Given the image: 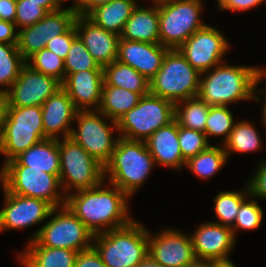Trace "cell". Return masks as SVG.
<instances>
[{"label":"cell","mask_w":266,"mask_h":267,"mask_svg":"<svg viewBox=\"0 0 266 267\" xmlns=\"http://www.w3.org/2000/svg\"><path fill=\"white\" fill-rule=\"evenodd\" d=\"M104 180L98 186L70 193L65 205L95 235L123 227L130 216V197L117 186ZM109 184V186H108Z\"/></svg>","instance_id":"cell-1"},{"label":"cell","mask_w":266,"mask_h":267,"mask_svg":"<svg viewBox=\"0 0 266 267\" xmlns=\"http://www.w3.org/2000/svg\"><path fill=\"white\" fill-rule=\"evenodd\" d=\"M258 78L257 66H234L223 62L201 73L197 96L209 106H228L242 100L263 101L256 93Z\"/></svg>","instance_id":"cell-2"},{"label":"cell","mask_w":266,"mask_h":267,"mask_svg":"<svg viewBox=\"0 0 266 267\" xmlns=\"http://www.w3.org/2000/svg\"><path fill=\"white\" fill-rule=\"evenodd\" d=\"M153 166L154 158L145 141L119 137L110 161L104 166V179L131 198L146 182Z\"/></svg>","instance_id":"cell-3"},{"label":"cell","mask_w":266,"mask_h":267,"mask_svg":"<svg viewBox=\"0 0 266 267\" xmlns=\"http://www.w3.org/2000/svg\"><path fill=\"white\" fill-rule=\"evenodd\" d=\"M92 246L107 267H137L148 255V229L133 219L123 227L95 234Z\"/></svg>","instance_id":"cell-4"},{"label":"cell","mask_w":266,"mask_h":267,"mask_svg":"<svg viewBox=\"0 0 266 267\" xmlns=\"http://www.w3.org/2000/svg\"><path fill=\"white\" fill-rule=\"evenodd\" d=\"M0 183L9 193L44 200L53 208L64 206L66 202V195L56 175L29 169L16 159L2 165Z\"/></svg>","instance_id":"cell-5"},{"label":"cell","mask_w":266,"mask_h":267,"mask_svg":"<svg viewBox=\"0 0 266 267\" xmlns=\"http://www.w3.org/2000/svg\"><path fill=\"white\" fill-rule=\"evenodd\" d=\"M201 73L176 50H169L159 71L149 80V93L172 102L198 95Z\"/></svg>","instance_id":"cell-6"},{"label":"cell","mask_w":266,"mask_h":267,"mask_svg":"<svg viewBox=\"0 0 266 267\" xmlns=\"http://www.w3.org/2000/svg\"><path fill=\"white\" fill-rule=\"evenodd\" d=\"M202 0H158L160 44L178 49L207 24L201 19Z\"/></svg>","instance_id":"cell-7"},{"label":"cell","mask_w":266,"mask_h":267,"mask_svg":"<svg viewBox=\"0 0 266 267\" xmlns=\"http://www.w3.org/2000/svg\"><path fill=\"white\" fill-rule=\"evenodd\" d=\"M45 139L41 106H8L0 154L3 165Z\"/></svg>","instance_id":"cell-8"},{"label":"cell","mask_w":266,"mask_h":267,"mask_svg":"<svg viewBox=\"0 0 266 267\" xmlns=\"http://www.w3.org/2000/svg\"><path fill=\"white\" fill-rule=\"evenodd\" d=\"M46 224L36 230L29 239L38 245L49 248H64L77 252L93 245L94 234L66 206L55 207Z\"/></svg>","instance_id":"cell-9"},{"label":"cell","mask_w":266,"mask_h":267,"mask_svg":"<svg viewBox=\"0 0 266 267\" xmlns=\"http://www.w3.org/2000/svg\"><path fill=\"white\" fill-rule=\"evenodd\" d=\"M59 180L64 194L98 186L104 179V166L70 137L58 140ZM73 190V191H72Z\"/></svg>","instance_id":"cell-10"},{"label":"cell","mask_w":266,"mask_h":267,"mask_svg":"<svg viewBox=\"0 0 266 267\" xmlns=\"http://www.w3.org/2000/svg\"><path fill=\"white\" fill-rule=\"evenodd\" d=\"M173 120L174 104L148 93L117 121L118 136L128 140L145 141L160 127Z\"/></svg>","instance_id":"cell-11"},{"label":"cell","mask_w":266,"mask_h":267,"mask_svg":"<svg viewBox=\"0 0 266 267\" xmlns=\"http://www.w3.org/2000/svg\"><path fill=\"white\" fill-rule=\"evenodd\" d=\"M107 119V120H106ZM112 123H107L109 121ZM70 138L78 143L91 157L105 166L112 156L119 136L117 122L99 111H78Z\"/></svg>","instance_id":"cell-12"},{"label":"cell","mask_w":266,"mask_h":267,"mask_svg":"<svg viewBox=\"0 0 266 267\" xmlns=\"http://www.w3.org/2000/svg\"><path fill=\"white\" fill-rule=\"evenodd\" d=\"M77 11L74 6L49 12L34 25L18 30L17 48L27 60L34 53L45 48L46 44L58 35L66 33L75 22Z\"/></svg>","instance_id":"cell-13"},{"label":"cell","mask_w":266,"mask_h":267,"mask_svg":"<svg viewBox=\"0 0 266 267\" xmlns=\"http://www.w3.org/2000/svg\"><path fill=\"white\" fill-rule=\"evenodd\" d=\"M230 46V42L220 30L207 24L197 30L177 50L193 68L202 73L225 62L223 58Z\"/></svg>","instance_id":"cell-14"},{"label":"cell","mask_w":266,"mask_h":267,"mask_svg":"<svg viewBox=\"0 0 266 267\" xmlns=\"http://www.w3.org/2000/svg\"><path fill=\"white\" fill-rule=\"evenodd\" d=\"M60 88L61 82L55 77L45 75L25 64L6 92L8 106H42Z\"/></svg>","instance_id":"cell-15"},{"label":"cell","mask_w":266,"mask_h":267,"mask_svg":"<svg viewBox=\"0 0 266 267\" xmlns=\"http://www.w3.org/2000/svg\"><path fill=\"white\" fill-rule=\"evenodd\" d=\"M148 254L163 267H186L197 260L190 234L172 228L156 235L148 230Z\"/></svg>","instance_id":"cell-16"},{"label":"cell","mask_w":266,"mask_h":267,"mask_svg":"<svg viewBox=\"0 0 266 267\" xmlns=\"http://www.w3.org/2000/svg\"><path fill=\"white\" fill-rule=\"evenodd\" d=\"M5 201L0 210V232L26 229L46 219L53 207L46 201L9 193L3 188Z\"/></svg>","instance_id":"cell-17"},{"label":"cell","mask_w":266,"mask_h":267,"mask_svg":"<svg viewBox=\"0 0 266 267\" xmlns=\"http://www.w3.org/2000/svg\"><path fill=\"white\" fill-rule=\"evenodd\" d=\"M191 235L197 260L208 261L230 257L236 238L232 229L213 221L203 222Z\"/></svg>","instance_id":"cell-18"},{"label":"cell","mask_w":266,"mask_h":267,"mask_svg":"<svg viewBox=\"0 0 266 267\" xmlns=\"http://www.w3.org/2000/svg\"><path fill=\"white\" fill-rule=\"evenodd\" d=\"M74 25L77 36L99 66L117 60L119 35L96 25L86 15L77 14Z\"/></svg>","instance_id":"cell-19"},{"label":"cell","mask_w":266,"mask_h":267,"mask_svg":"<svg viewBox=\"0 0 266 267\" xmlns=\"http://www.w3.org/2000/svg\"><path fill=\"white\" fill-rule=\"evenodd\" d=\"M170 49L161 44L119 38L117 61L129 65L150 80L161 68Z\"/></svg>","instance_id":"cell-20"},{"label":"cell","mask_w":266,"mask_h":267,"mask_svg":"<svg viewBox=\"0 0 266 267\" xmlns=\"http://www.w3.org/2000/svg\"><path fill=\"white\" fill-rule=\"evenodd\" d=\"M41 107L45 139L70 137L78 110L66 91L61 87Z\"/></svg>","instance_id":"cell-21"},{"label":"cell","mask_w":266,"mask_h":267,"mask_svg":"<svg viewBox=\"0 0 266 267\" xmlns=\"http://www.w3.org/2000/svg\"><path fill=\"white\" fill-rule=\"evenodd\" d=\"M104 84L103 70H82L68 74L61 87L78 111H97Z\"/></svg>","instance_id":"cell-22"},{"label":"cell","mask_w":266,"mask_h":267,"mask_svg":"<svg viewBox=\"0 0 266 267\" xmlns=\"http://www.w3.org/2000/svg\"><path fill=\"white\" fill-rule=\"evenodd\" d=\"M145 143L154 158L155 165H162L179 171L185 167L186 161L183 159L179 146L178 124L175 120L160 127L145 140Z\"/></svg>","instance_id":"cell-23"},{"label":"cell","mask_w":266,"mask_h":267,"mask_svg":"<svg viewBox=\"0 0 266 267\" xmlns=\"http://www.w3.org/2000/svg\"><path fill=\"white\" fill-rule=\"evenodd\" d=\"M152 1V7L139 6L125 23L121 39L137 42L160 44L158 0Z\"/></svg>","instance_id":"cell-24"},{"label":"cell","mask_w":266,"mask_h":267,"mask_svg":"<svg viewBox=\"0 0 266 267\" xmlns=\"http://www.w3.org/2000/svg\"><path fill=\"white\" fill-rule=\"evenodd\" d=\"M77 254L74 250L42 247L32 240L17 257L24 267H74Z\"/></svg>","instance_id":"cell-25"},{"label":"cell","mask_w":266,"mask_h":267,"mask_svg":"<svg viewBox=\"0 0 266 267\" xmlns=\"http://www.w3.org/2000/svg\"><path fill=\"white\" fill-rule=\"evenodd\" d=\"M29 169H37L49 174L60 175V152L57 139H44L31 146L15 158Z\"/></svg>","instance_id":"cell-26"},{"label":"cell","mask_w":266,"mask_h":267,"mask_svg":"<svg viewBox=\"0 0 266 267\" xmlns=\"http://www.w3.org/2000/svg\"><path fill=\"white\" fill-rule=\"evenodd\" d=\"M137 4V0H112L95 7L86 16L96 25L120 36Z\"/></svg>","instance_id":"cell-27"},{"label":"cell","mask_w":266,"mask_h":267,"mask_svg":"<svg viewBox=\"0 0 266 267\" xmlns=\"http://www.w3.org/2000/svg\"><path fill=\"white\" fill-rule=\"evenodd\" d=\"M103 86L121 87L144 96L149 93V80L129 65L114 61L103 67Z\"/></svg>","instance_id":"cell-28"},{"label":"cell","mask_w":266,"mask_h":267,"mask_svg":"<svg viewBox=\"0 0 266 267\" xmlns=\"http://www.w3.org/2000/svg\"><path fill=\"white\" fill-rule=\"evenodd\" d=\"M141 97L139 93L121 87L103 86L101 102L97 111L117 122L139 103Z\"/></svg>","instance_id":"cell-29"},{"label":"cell","mask_w":266,"mask_h":267,"mask_svg":"<svg viewBox=\"0 0 266 267\" xmlns=\"http://www.w3.org/2000/svg\"><path fill=\"white\" fill-rule=\"evenodd\" d=\"M254 125V123H250L247 120L235 122L233 130L223 144L228 159L232 152L244 154L262 149L263 141Z\"/></svg>","instance_id":"cell-30"},{"label":"cell","mask_w":266,"mask_h":267,"mask_svg":"<svg viewBox=\"0 0 266 267\" xmlns=\"http://www.w3.org/2000/svg\"><path fill=\"white\" fill-rule=\"evenodd\" d=\"M227 154L223 145H209L185 165L198 179L207 180L214 177L227 163Z\"/></svg>","instance_id":"cell-31"},{"label":"cell","mask_w":266,"mask_h":267,"mask_svg":"<svg viewBox=\"0 0 266 267\" xmlns=\"http://www.w3.org/2000/svg\"><path fill=\"white\" fill-rule=\"evenodd\" d=\"M209 110L200 97L188 98L174 105V120L178 126L204 133Z\"/></svg>","instance_id":"cell-32"},{"label":"cell","mask_w":266,"mask_h":267,"mask_svg":"<svg viewBox=\"0 0 266 267\" xmlns=\"http://www.w3.org/2000/svg\"><path fill=\"white\" fill-rule=\"evenodd\" d=\"M25 64L17 45L0 43V92L10 89Z\"/></svg>","instance_id":"cell-33"},{"label":"cell","mask_w":266,"mask_h":267,"mask_svg":"<svg viewBox=\"0 0 266 267\" xmlns=\"http://www.w3.org/2000/svg\"><path fill=\"white\" fill-rule=\"evenodd\" d=\"M240 191H221L214 197V212L220 225L232 228L241 203L249 196L248 188Z\"/></svg>","instance_id":"cell-34"},{"label":"cell","mask_w":266,"mask_h":267,"mask_svg":"<svg viewBox=\"0 0 266 267\" xmlns=\"http://www.w3.org/2000/svg\"><path fill=\"white\" fill-rule=\"evenodd\" d=\"M230 110L228 106H210L204 131L208 142V137L215 136H223L221 145L227 141L236 122Z\"/></svg>","instance_id":"cell-35"},{"label":"cell","mask_w":266,"mask_h":267,"mask_svg":"<svg viewBox=\"0 0 266 267\" xmlns=\"http://www.w3.org/2000/svg\"><path fill=\"white\" fill-rule=\"evenodd\" d=\"M65 77L68 74L76 73L82 70H103V67L93 59L83 42L77 36L69 49L64 60Z\"/></svg>","instance_id":"cell-36"},{"label":"cell","mask_w":266,"mask_h":267,"mask_svg":"<svg viewBox=\"0 0 266 267\" xmlns=\"http://www.w3.org/2000/svg\"><path fill=\"white\" fill-rule=\"evenodd\" d=\"M263 210L258 204L256 198L253 199L252 196H248L239 208L238 214L234 221L232 232L236 238L237 232L241 230H255L259 229L263 221Z\"/></svg>","instance_id":"cell-37"},{"label":"cell","mask_w":266,"mask_h":267,"mask_svg":"<svg viewBox=\"0 0 266 267\" xmlns=\"http://www.w3.org/2000/svg\"><path fill=\"white\" fill-rule=\"evenodd\" d=\"M26 64L36 71L55 77L61 83L65 79L64 60L46 48L34 53L26 60Z\"/></svg>","instance_id":"cell-38"},{"label":"cell","mask_w":266,"mask_h":267,"mask_svg":"<svg viewBox=\"0 0 266 267\" xmlns=\"http://www.w3.org/2000/svg\"><path fill=\"white\" fill-rule=\"evenodd\" d=\"M178 138L182 156L186 162L211 145L205 133L182 126H178Z\"/></svg>","instance_id":"cell-39"},{"label":"cell","mask_w":266,"mask_h":267,"mask_svg":"<svg viewBox=\"0 0 266 267\" xmlns=\"http://www.w3.org/2000/svg\"><path fill=\"white\" fill-rule=\"evenodd\" d=\"M49 12L38 6V3L29 0H17L15 26L22 29L31 26L43 19Z\"/></svg>","instance_id":"cell-40"},{"label":"cell","mask_w":266,"mask_h":267,"mask_svg":"<svg viewBox=\"0 0 266 267\" xmlns=\"http://www.w3.org/2000/svg\"><path fill=\"white\" fill-rule=\"evenodd\" d=\"M76 37L77 32L75 25H73L66 33L58 35L48 42L45 48L65 60L69 53L70 46Z\"/></svg>","instance_id":"cell-41"},{"label":"cell","mask_w":266,"mask_h":267,"mask_svg":"<svg viewBox=\"0 0 266 267\" xmlns=\"http://www.w3.org/2000/svg\"><path fill=\"white\" fill-rule=\"evenodd\" d=\"M256 170L251 179L246 181L245 186L253 198L266 199V161H260Z\"/></svg>","instance_id":"cell-42"},{"label":"cell","mask_w":266,"mask_h":267,"mask_svg":"<svg viewBox=\"0 0 266 267\" xmlns=\"http://www.w3.org/2000/svg\"><path fill=\"white\" fill-rule=\"evenodd\" d=\"M263 4L261 0H217V8L220 11H248Z\"/></svg>","instance_id":"cell-43"},{"label":"cell","mask_w":266,"mask_h":267,"mask_svg":"<svg viewBox=\"0 0 266 267\" xmlns=\"http://www.w3.org/2000/svg\"><path fill=\"white\" fill-rule=\"evenodd\" d=\"M74 267H107L96 249L92 246L89 249L78 252Z\"/></svg>","instance_id":"cell-44"},{"label":"cell","mask_w":266,"mask_h":267,"mask_svg":"<svg viewBox=\"0 0 266 267\" xmlns=\"http://www.w3.org/2000/svg\"><path fill=\"white\" fill-rule=\"evenodd\" d=\"M15 23L0 20V43L17 45V35Z\"/></svg>","instance_id":"cell-45"},{"label":"cell","mask_w":266,"mask_h":267,"mask_svg":"<svg viewBox=\"0 0 266 267\" xmlns=\"http://www.w3.org/2000/svg\"><path fill=\"white\" fill-rule=\"evenodd\" d=\"M17 0H0V20L15 23Z\"/></svg>","instance_id":"cell-46"},{"label":"cell","mask_w":266,"mask_h":267,"mask_svg":"<svg viewBox=\"0 0 266 267\" xmlns=\"http://www.w3.org/2000/svg\"><path fill=\"white\" fill-rule=\"evenodd\" d=\"M112 0H78V2L73 5L77 14L87 15L92 9L103 4H107Z\"/></svg>","instance_id":"cell-47"},{"label":"cell","mask_w":266,"mask_h":267,"mask_svg":"<svg viewBox=\"0 0 266 267\" xmlns=\"http://www.w3.org/2000/svg\"><path fill=\"white\" fill-rule=\"evenodd\" d=\"M8 99L4 92H0V142L4 133V122L7 115Z\"/></svg>","instance_id":"cell-48"},{"label":"cell","mask_w":266,"mask_h":267,"mask_svg":"<svg viewBox=\"0 0 266 267\" xmlns=\"http://www.w3.org/2000/svg\"><path fill=\"white\" fill-rule=\"evenodd\" d=\"M38 3V6L45 8L48 12H53L60 9L64 4L61 0H29Z\"/></svg>","instance_id":"cell-49"},{"label":"cell","mask_w":266,"mask_h":267,"mask_svg":"<svg viewBox=\"0 0 266 267\" xmlns=\"http://www.w3.org/2000/svg\"><path fill=\"white\" fill-rule=\"evenodd\" d=\"M208 267H238L237 265L234 264L231 259L224 258V259H212L208 260Z\"/></svg>","instance_id":"cell-50"},{"label":"cell","mask_w":266,"mask_h":267,"mask_svg":"<svg viewBox=\"0 0 266 267\" xmlns=\"http://www.w3.org/2000/svg\"><path fill=\"white\" fill-rule=\"evenodd\" d=\"M261 83V79L260 78H258V80H257V83H256V92L257 93H259V91L260 92H262V93H260V94H263V95H265V99H264V105H263V110H262V124L265 126V128H266V87H265V89L263 90V89H261V88H258V85ZM260 89V90H259Z\"/></svg>","instance_id":"cell-51"},{"label":"cell","mask_w":266,"mask_h":267,"mask_svg":"<svg viewBox=\"0 0 266 267\" xmlns=\"http://www.w3.org/2000/svg\"><path fill=\"white\" fill-rule=\"evenodd\" d=\"M137 267H163L157 263L149 254L137 265Z\"/></svg>","instance_id":"cell-52"},{"label":"cell","mask_w":266,"mask_h":267,"mask_svg":"<svg viewBox=\"0 0 266 267\" xmlns=\"http://www.w3.org/2000/svg\"><path fill=\"white\" fill-rule=\"evenodd\" d=\"M186 267H208V261L196 260L193 264Z\"/></svg>","instance_id":"cell-53"},{"label":"cell","mask_w":266,"mask_h":267,"mask_svg":"<svg viewBox=\"0 0 266 267\" xmlns=\"http://www.w3.org/2000/svg\"><path fill=\"white\" fill-rule=\"evenodd\" d=\"M265 69V70H264ZM259 78L263 81L266 78V68L259 67Z\"/></svg>","instance_id":"cell-54"},{"label":"cell","mask_w":266,"mask_h":267,"mask_svg":"<svg viewBox=\"0 0 266 267\" xmlns=\"http://www.w3.org/2000/svg\"><path fill=\"white\" fill-rule=\"evenodd\" d=\"M62 1V3H64V2H66L67 0H61ZM68 1H71V0H68ZM74 1V4L73 5H75L77 2H78V0H73Z\"/></svg>","instance_id":"cell-55"}]
</instances>
